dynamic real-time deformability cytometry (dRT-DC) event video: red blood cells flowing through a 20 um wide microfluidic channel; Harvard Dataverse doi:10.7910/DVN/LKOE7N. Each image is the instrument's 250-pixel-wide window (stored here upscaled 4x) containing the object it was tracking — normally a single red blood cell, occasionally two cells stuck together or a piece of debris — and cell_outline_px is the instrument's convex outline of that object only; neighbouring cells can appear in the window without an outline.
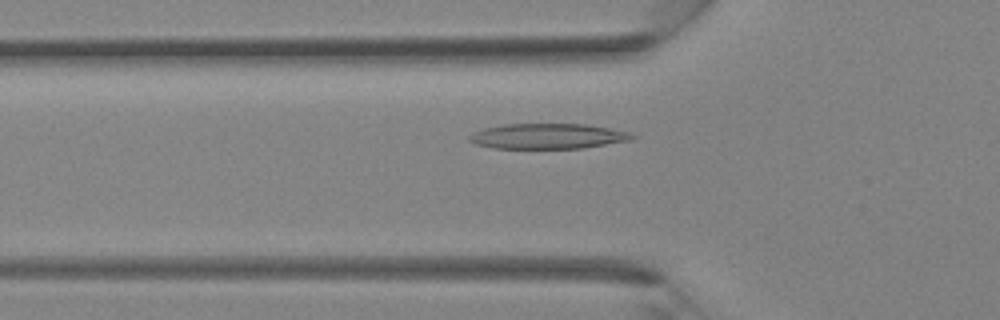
{"species": "Egyptian fruit bat (a non-hibernating species)", "species_latin": "Rousettus aegyptiacus", "temperature_condition": "room temperature", "stored_images_in_passage": 23, "camera_frame_rate_fps": 3000, "um_per_image_px": 0.085, "animal": {"sex": "female"}, "frame": {"image": 1, "passage_image": 2, "time_ms": 0.333, "image_size_px": [1000, 320], "cell_outline_px": [[636, 136], [632, 140], [584, 148], [492, 148], [476, 144], [468, 140], [468, 136], [472, 132], [484, 128], [504, 124], [584, 124], [608, 128], [628, 132]], "centroid_in_image_um": [46.53, 11.58], "position_along_channel_um": 79.3, "area_um2": 23.99}}
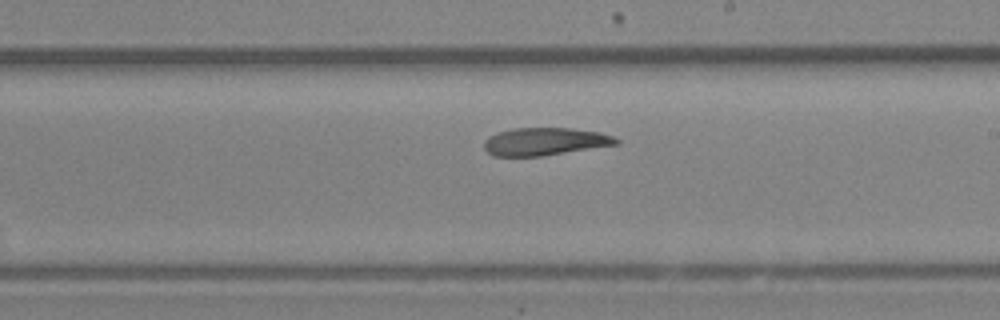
{"frame": {"image": 2, "passage_image": 11, "time_ms": 3.333, "image_size_px": [1000, 320], "cell_outline_px": [[620, 144], [540, 156], [492, 156], [484, 148], [484, 140], [488, 136], [512, 128], [572, 128], [600, 132], [612, 136], [620, 140]], "centroid_in_image_um": [46.32, 12.03], "position_along_channel_um": 242.7, "area_um2": 21.33}}
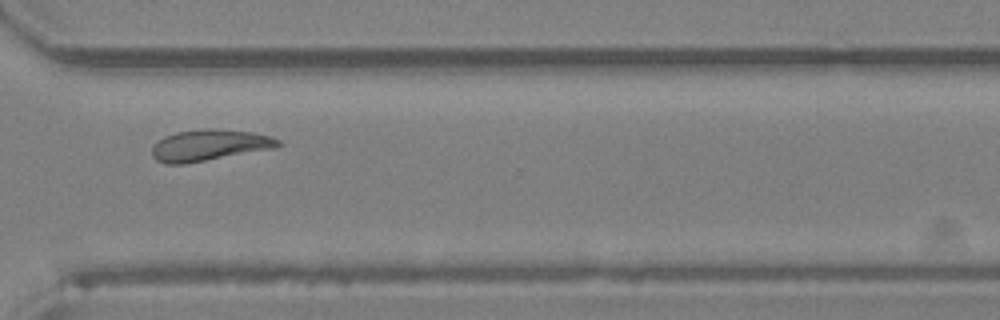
{"frame": {"image": 3, "passage_image": 17, "time_ms": 5.333, "image_size_px": [1000, 320], "cell_outline_px": [[284, 144], [276, 148], [184, 164], [168, 164], [156, 160], [152, 156], [152, 148], [164, 136], [176, 132], [204, 128], [212, 128], [252, 132], [272, 136], [280, 140]], "centroid_in_image_um": [17.84, 12.33], "position_along_channel_um": 352.8, "area_um2": 23.06}}